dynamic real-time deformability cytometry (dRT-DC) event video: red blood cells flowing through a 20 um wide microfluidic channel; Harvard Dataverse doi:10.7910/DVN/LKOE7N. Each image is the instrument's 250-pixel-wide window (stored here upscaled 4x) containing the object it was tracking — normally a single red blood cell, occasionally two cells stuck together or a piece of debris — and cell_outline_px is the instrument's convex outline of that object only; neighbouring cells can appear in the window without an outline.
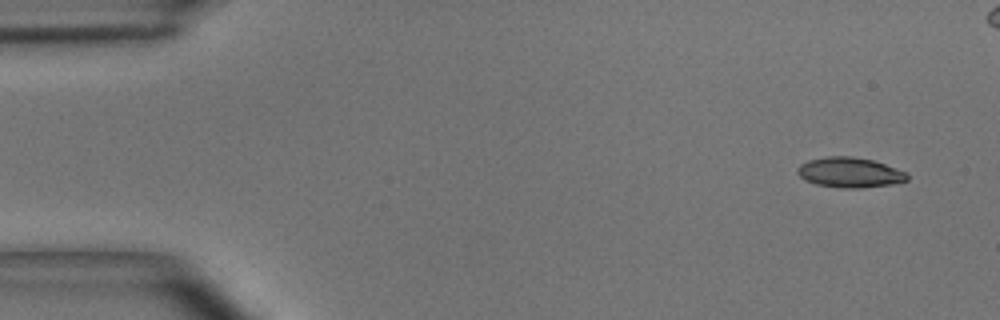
{"species": "common noctule bat (a hibernating species)", "species_latin": "Nyctalus noctula", "temperature_condition": "room temperature", "stored_images_in_passage": 5, "camera_frame_rate_fps": 3000, "um_per_image_px": 0.085, "animal": {"sex": "male", "body_mass_g": 15.6}, "frame": {"image": 1, "passage_image": 1, "time_ms": 0.0, "image_size_px": [1000, 320], "cell_outline_px": [[908, 180], [892, 184], [860, 188], [844, 188], [816, 184], [804, 180], [796, 172], [796, 168], [800, 164], [808, 160], [828, 156], [852, 156], [872, 160], [908, 172]], "centroid_in_image_um": [72.21, 14.66], "position_along_channel_um": 12.8, "area_um2": 19.31}}